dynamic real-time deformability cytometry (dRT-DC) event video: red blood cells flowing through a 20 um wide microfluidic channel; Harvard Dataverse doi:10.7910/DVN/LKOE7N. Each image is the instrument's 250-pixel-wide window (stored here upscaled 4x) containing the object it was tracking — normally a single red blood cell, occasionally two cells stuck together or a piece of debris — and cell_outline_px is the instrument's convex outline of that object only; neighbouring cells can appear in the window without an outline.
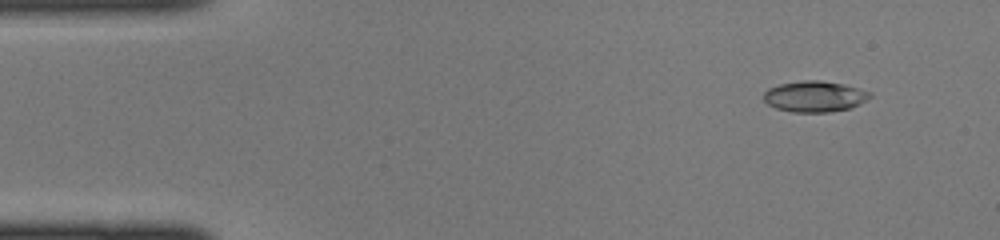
{"species": "common noctule bat (a hibernating species)", "species_latin": "Nyctalus noctula", "temperature_condition": "cold", "stored_images_in_passage": 44, "camera_frame_rate_fps": 3000, "um_per_image_px": 0.085, "animal": {"sex": "female", "body_mass_g": 22.0, "forearm_length_mm": 56.7}, "frame": {"image": 1, "passage_image": 4, "time_ms": 1.0, "image_size_px": [1000, 240], "cell_outline_px": [[872, 96], [860, 104], [848, 108], [828, 112], [792, 112], [776, 108], [768, 104], [764, 100], [764, 92], [768, 88], [780, 84], [804, 80], [820, 80], [844, 84], [872, 92]], "centroid_in_image_um": [69.25, 8.19], "position_along_channel_um": 15.7, "area_um2": 19.13}}
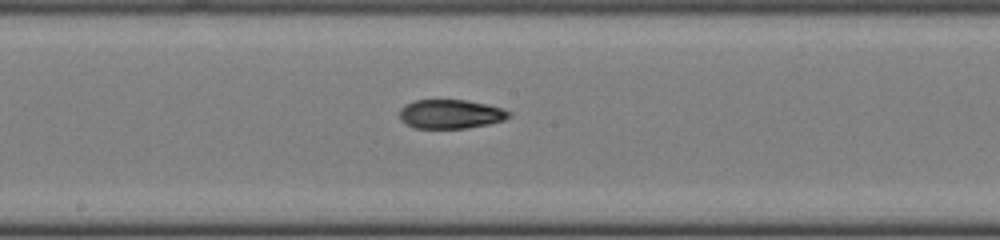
{"frame": {"image": 2, "passage_image": 23, "time_ms": 7.333, "image_size_px": [1000, 240], "cell_outline_px": [[512, 116], [504, 120], [488, 124], [468, 128], [412, 128], [404, 124], [400, 120], [400, 108], [404, 104], [416, 100], [464, 100], [484, 104], [500, 108], [512, 112]], "centroid_in_image_um": [38.26, 9.71], "position_along_channel_um": 209.9, "area_um2": 18.61}}
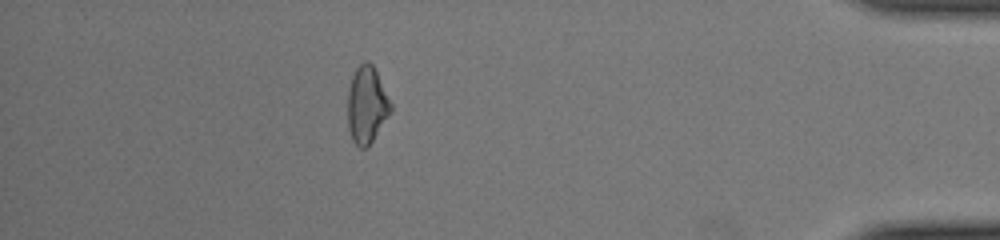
{"frame": {"image": 3, "passage_image": 39, "time_ms": 12.667, "image_size_px": [1000, 240], "cell_outline_px": [[392, 108], [388, 116], [372, 140], [364, 148], [360, 148], [352, 140], [348, 128], [348, 92], [352, 76], [356, 68], [364, 60], [368, 60], [372, 64], [392, 104]], "centroid_in_image_um": [31.16, 8.89], "position_along_channel_um": 404.0, "area_um2": 18.96}}